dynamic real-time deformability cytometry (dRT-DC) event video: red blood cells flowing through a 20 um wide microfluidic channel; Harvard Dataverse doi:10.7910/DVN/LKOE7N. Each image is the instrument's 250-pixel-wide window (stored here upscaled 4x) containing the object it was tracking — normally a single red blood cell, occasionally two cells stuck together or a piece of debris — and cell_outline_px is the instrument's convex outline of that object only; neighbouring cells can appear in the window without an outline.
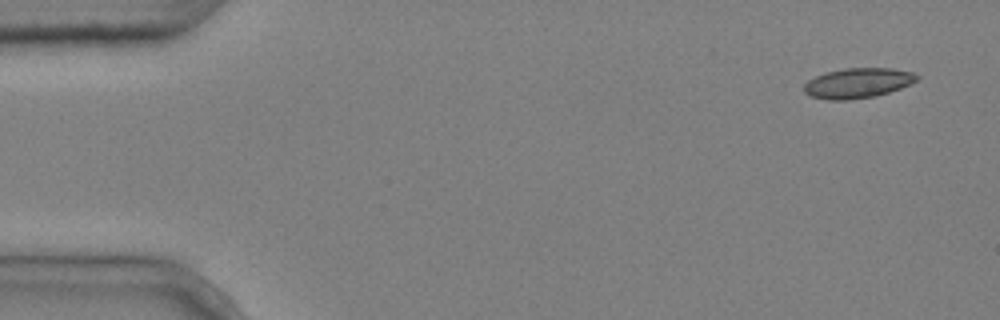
{"species": "common noctule bat (a hibernating species)", "species_latin": "Nyctalus noctula", "temperature_condition": "cold", "stored_images_in_passage": 7, "camera_frame_rate_fps": 3000, "um_per_image_px": 0.085, "animal": {"sex": "male", "body_mass_g": 20.4}, "frame": {"image": 1, "passage_image": 1, "time_ms": 0.0, "image_size_px": [1000, 320], "cell_outline_px": [[920, 76], [916, 80], [900, 88], [876, 96], [848, 100], [828, 100], [812, 96], [804, 92], [804, 84], [808, 80], [816, 76], [828, 72], [844, 68], [892, 68], [912, 72]], "centroid_in_image_um": [72.9, 7.06], "position_along_channel_um": 12.1, "area_um2": 19.59}}
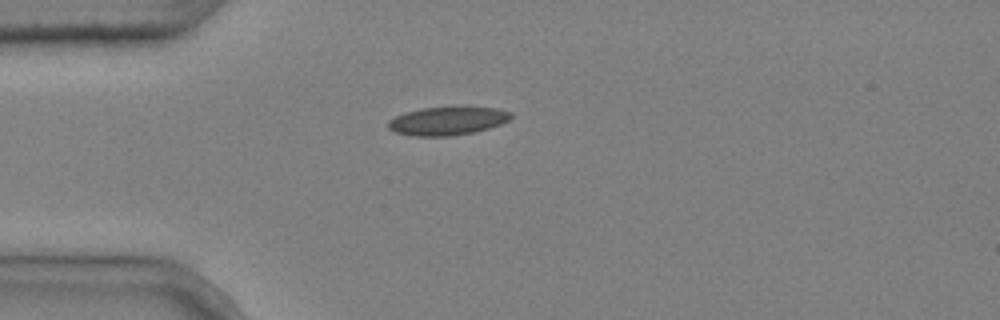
{"frame": {"image": 2, "passage_image": 4, "time_ms": 1.0, "image_size_px": [1000, 320], "cell_outline_px": [[512, 116], [508, 120], [500, 124], [488, 128], [472, 132], [452, 136], [412, 136], [392, 132], [388, 128], [388, 120], [404, 112], [424, 108], [496, 108], [512, 112]], "centroid_in_image_um": [37.97, 10.3], "position_along_channel_um": 47.0, "area_um2": 20.0}}